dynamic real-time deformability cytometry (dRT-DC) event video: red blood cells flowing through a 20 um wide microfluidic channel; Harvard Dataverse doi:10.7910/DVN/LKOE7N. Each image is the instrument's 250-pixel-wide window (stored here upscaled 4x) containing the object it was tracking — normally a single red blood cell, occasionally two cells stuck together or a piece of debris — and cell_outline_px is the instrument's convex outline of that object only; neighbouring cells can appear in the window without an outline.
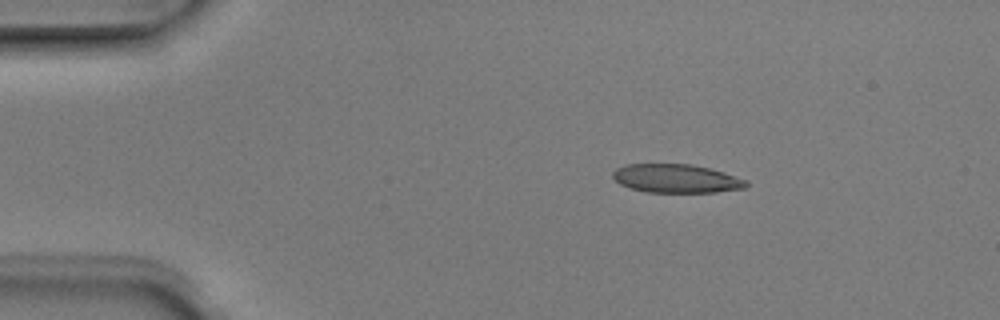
{"species": "Egyptian fruit bat (a non-hibernating species)", "species_latin": "Rousettus aegyptiacus", "temperature_condition": "room temperature", "stored_images_in_passage": 5, "camera_frame_rate_fps": 3000, "um_per_image_px": 0.085, "animal": {"sex": "male"}, "frame": {"image": 1, "passage_image": 2, "time_ms": 0.333, "image_size_px": [1000, 320], "cell_outline_px": [[748, 184], [744, 188], [716, 192], [648, 192], [632, 188], [620, 184], [612, 176], [612, 172], [616, 168], [624, 164], [692, 164], [724, 172], [748, 180]], "centroid_in_image_um": [57.49, 15.16], "position_along_channel_um": 27.5, "area_um2": 22.2}}
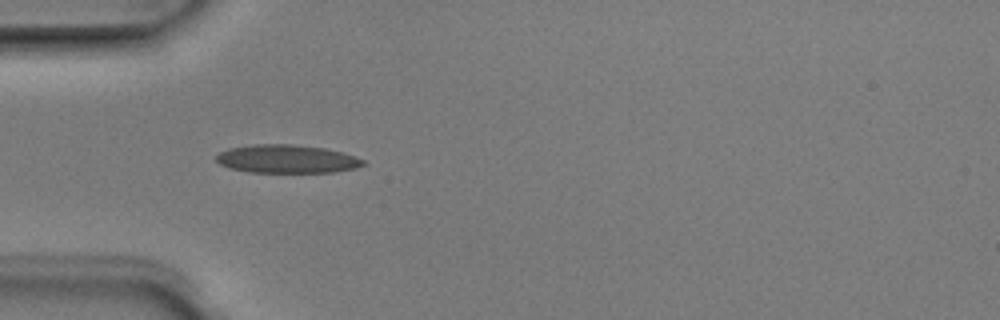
{"frame": {"image": 2, "passage_image": 4, "time_ms": 1.0, "image_size_px": [1000, 320], "cell_outline_px": [[364, 164], [356, 168], [332, 172], [248, 172], [228, 168], [220, 164], [216, 160], [216, 156], [220, 152], [228, 148], [252, 144], [292, 144], [324, 148], [340, 152], [364, 160]], "centroid_in_image_um": [24.32, 13.51], "position_along_channel_um": 60.7, "area_um2": 24.1}}
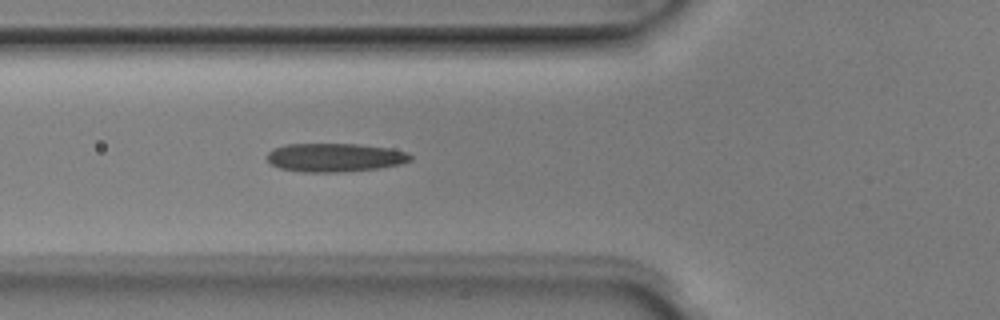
{"frame": {"image": 3, "passage_image": 5, "time_ms": 1.333, "image_size_px": [1000, 320], "cell_outline_px": [[412, 160], [400, 164], [380, 168], [340, 172], [300, 172], [280, 168], [272, 164], [268, 160], [268, 152], [272, 148], [284, 144], [360, 144], [388, 148], [408, 152], [412, 156]], "centroid_in_image_um": [28.46, 13.38], "position_along_channel_um": 97.3, "area_um2": 23.99}}